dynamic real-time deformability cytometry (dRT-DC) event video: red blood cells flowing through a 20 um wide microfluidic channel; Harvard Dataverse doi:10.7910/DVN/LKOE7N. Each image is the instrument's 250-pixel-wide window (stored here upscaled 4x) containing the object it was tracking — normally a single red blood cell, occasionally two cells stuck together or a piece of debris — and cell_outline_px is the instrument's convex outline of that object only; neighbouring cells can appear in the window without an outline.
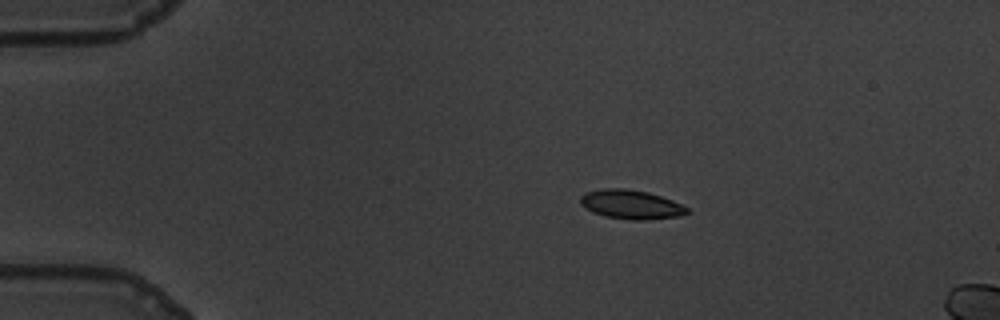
{"species": "common noctule bat (a hibernating species)", "species_latin": "Nyctalus noctula", "temperature_condition": "warm", "stored_images_in_passage": 4, "camera_frame_rate_fps": 3000, "um_per_image_px": 0.085, "animal": {"sex": "male", "body_mass_g": 19.5, "forearm_length_mm": 54.6}, "frame": {"image": 1, "passage_image": 1, "time_ms": 0.0, "image_size_px": [1000, 320], "cell_outline_px": [[692, 212], [684, 216], [644, 220], [632, 220], [604, 216], [592, 212], [580, 204], [580, 196], [584, 192], [600, 188], [624, 188], [648, 192], [672, 200], [688, 208]], "centroid_in_image_um": [53.64, 17.38], "position_along_channel_um": 31.4, "area_um2": 18.38}}